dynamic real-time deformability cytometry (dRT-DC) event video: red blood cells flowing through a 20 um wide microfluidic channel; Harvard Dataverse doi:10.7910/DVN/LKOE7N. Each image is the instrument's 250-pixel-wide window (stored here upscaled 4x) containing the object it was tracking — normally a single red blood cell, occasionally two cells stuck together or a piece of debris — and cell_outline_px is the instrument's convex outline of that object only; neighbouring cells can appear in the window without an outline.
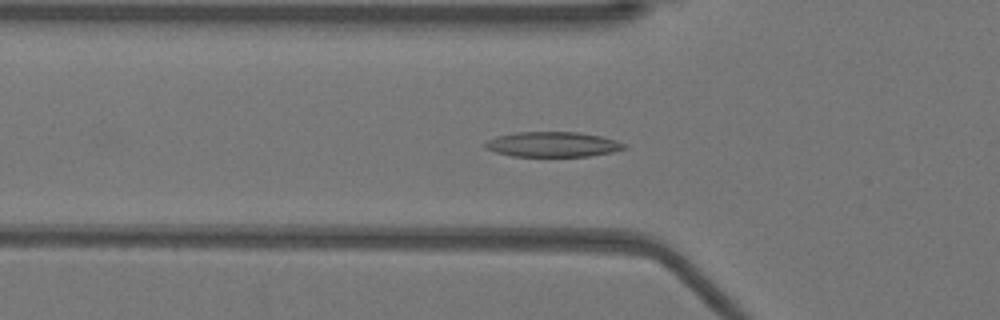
{"species": "Egyptian fruit bat (a non-hibernating species)", "species_latin": "Rousettus aegyptiacus", "temperature_condition": "warm", "stored_images_in_passage": 39, "camera_frame_rate_fps": 3000, "um_per_image_px": 0.085, "animal": {"sex": "female"}, "frame": {"image": 1, "passage_image": 5, "time_ms": 1.333, "image_size_px": [1000, 320], "cell_outline_px": [[628, 148], [612, 152], [588, 156], [512, 156], [496, 152], [484, 148], [484, 144], [488, 140], [496, 136], [516, 132], [580, 132], [600, 136], [616, 140], [628, 144]], "centroid_in_image_um": [47.0, 12.27], "position_along_channel_um": 78.8, "area_um2": 20.4}}
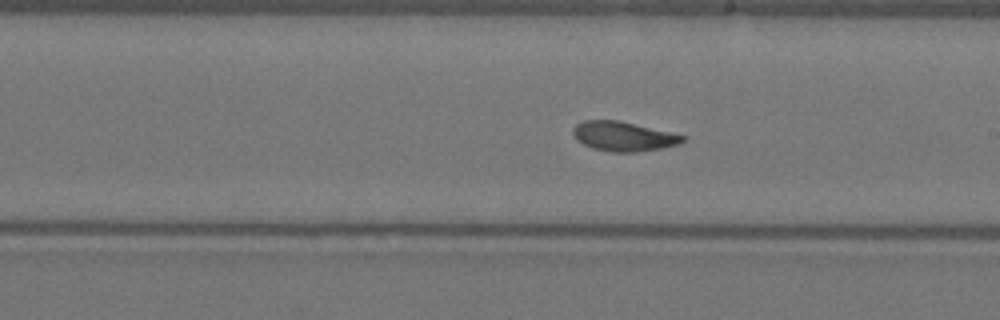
{"frame": {"image": 2, "passage_image": 17, "time_ms": 5.333, "image_size_px": [1000, 320], "cell_outline_px": [[684, 140], [680, 144], [660, 148], [636, 152], [612, 152], [592, 148], [576, 140], [572, 132], [572, 128], [576, 124], [584, 120], [620, 120], [684, 136]], "centroid_in_image_um": [52.93, 11.58], "position_along_channel_um": 236.1, "area_um2": 18.73}}
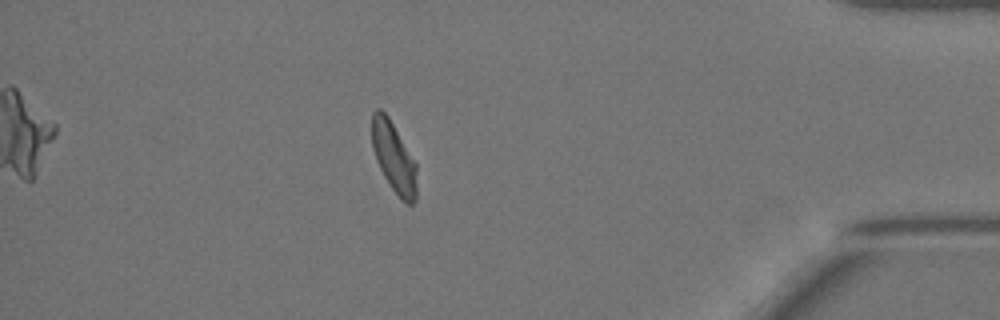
{"frame": {"image": 3, "passage_image": 33, "time_ms": 10.667, "image_size_px": [1000, 320], "cell_outline_px": [[416, 200], [412, 204], [404, 204], [400, 200], [384, 176], [376, 160], [372, 148], [372, 112], [376, 108], [380, 108], [388, 116], [416, 164]], "centroid_in_image_um": [33.46, 13.4], "position_along_channel_um": 401.7, "area_um2": 18.26}, "authors_computed_cell_mechanics": {"area_um2": 18.785, "velocity_mm_per_s": 3.9064, "shape_relaxation_time_tau1_ms": 4.1446, "shape_relaxation_time_tau2_ms": 1.2422, "deformation_change_tau1": 0.156, "deformation_change_tau2": 0.0732}}